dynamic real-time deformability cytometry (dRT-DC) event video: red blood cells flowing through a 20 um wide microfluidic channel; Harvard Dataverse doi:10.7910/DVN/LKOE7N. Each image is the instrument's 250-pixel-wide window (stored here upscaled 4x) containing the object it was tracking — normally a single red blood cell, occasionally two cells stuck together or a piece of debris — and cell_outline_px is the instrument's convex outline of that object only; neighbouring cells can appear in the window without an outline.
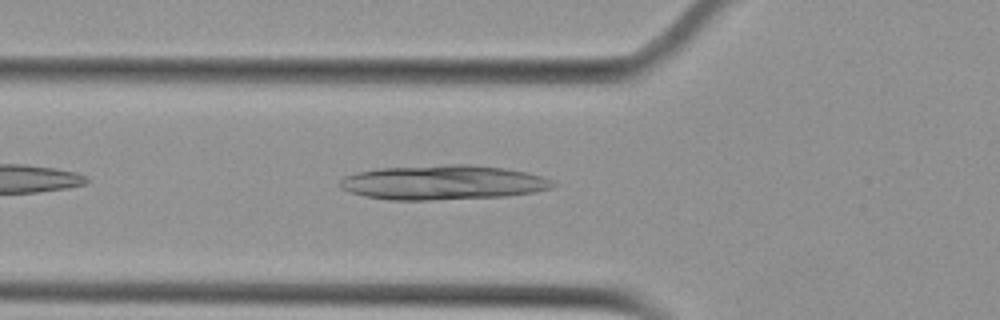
{"species": "Egyptian fruit bat (a non-hibernating species)", "species_latin": "Rousettus aegyptiacus", "temperature_condition": "cold", "stored_images_in_passage": 37, "camera_frame_rate_fps": 3000, "um_per_image_px": 0.085, "animal": {"sex": "female"}, "frame": {"image": 1, "passage_image": 4, "time_ms": 1.0, "image_size_px": [1000, 320], "cell_outline_px": [[556, 184], [552, 188], [536, 192], [508, 196], [432, 200], [388, 200], [364, 196], [352, 192], [344, 188], [340, 184], [340, 180], [344, 176], [356, 172], [380, 168], [448, 164], [468, 164], [504, 168], [528, 172], [552, 180]], "centroid_in_image_um": [37.69, 15.51], "position_along_channel_um": 88.1, "area_um2": 43.0}}
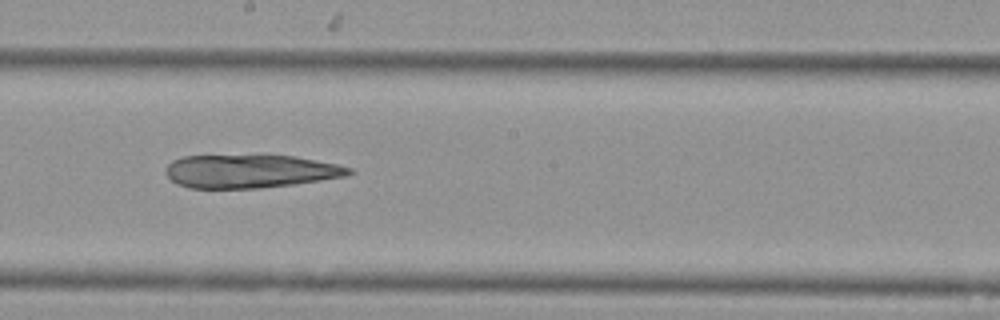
{"frame": {"image": 2, "passage_image": 15, "time_ms": 4.667, "image_size_px": [1000, 320], "cell_outline_px": [[356, 172], [344, 176], [320, 180], [292, 184], [260, 188], [188, 188], [176, 184], [164, 172], [168, 164], [172, 160], [184, 156], [264, 152], [292, 156], [336, 164], [352, 168]], "centroid_in_image_um": [21.22, 14.51], "position_along_channel_um": 227.0, "area_um2": 36.76}}
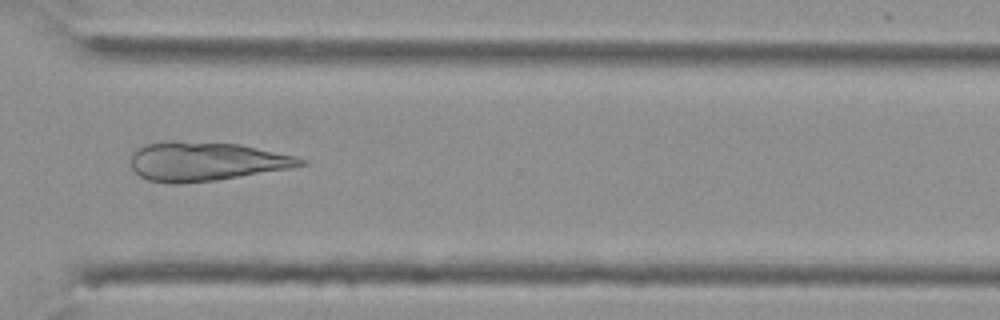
{"frame": {"image": 3, "passage_image": 25, "time_ms": 8.0, "image_size_px": [1000, 320], "cell_outline_px": [[308, 164], [288, 168], [216, 180], [172, 184], [148, 180], [140, 176], [132, 168], [132, 152], [136, 148], [144, 144], [240, 144], [296, 156], [308, 160]], "centroid_in_image_um": [17.55, 13.76], "position_along_channel_um": 353.1, "area_um2": 37.11}}